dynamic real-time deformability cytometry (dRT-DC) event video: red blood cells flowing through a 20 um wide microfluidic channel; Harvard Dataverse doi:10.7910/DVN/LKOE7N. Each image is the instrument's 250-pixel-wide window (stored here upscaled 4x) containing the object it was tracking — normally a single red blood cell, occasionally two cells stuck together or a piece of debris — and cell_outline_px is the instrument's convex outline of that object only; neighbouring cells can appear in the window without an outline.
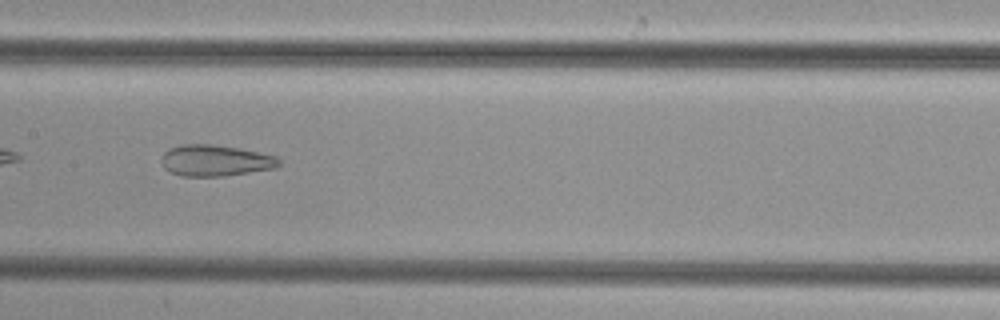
{"species": "common noctule bat (a hibernating species)", "species_latin": "Nyctalus noctula", "temperature_condition": "cold", "stored_images_in_passage": 33, "camera_frame_rate_fps": 3000, "um_per_image_px": 0.085, "animal": {"sex": "female", "body_mass_g": 29.2, "forearm_length_mm": 56.3}, "frame": {"image": 1, "passage_image": 10, "time_ms": 3.0, "image_size_px": [1000, 320], "cell_outline_px": [[280, 164], [276, 168], [224, 176], [180, 176], [164, 168], [160, 160], [164, 152], [168, 148], [180, 144], [212, 144], [240, 148], [276, 156], [280, 160]], "centroid_in_image_um": [18.28, 13.64], "position_along_channel_um": 189.1, "area_um2": 21.56}}